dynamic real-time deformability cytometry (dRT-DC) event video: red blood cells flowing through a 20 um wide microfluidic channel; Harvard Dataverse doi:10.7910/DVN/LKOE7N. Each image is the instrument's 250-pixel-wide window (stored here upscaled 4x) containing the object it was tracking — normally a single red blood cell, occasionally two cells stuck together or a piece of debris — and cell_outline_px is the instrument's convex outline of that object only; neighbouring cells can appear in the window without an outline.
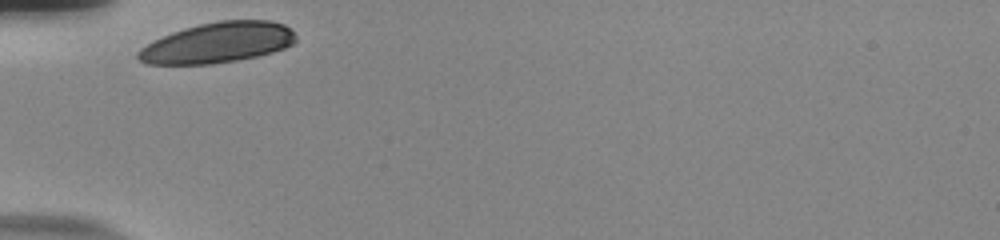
{"species": "human", "species_latin": "Homo sapiens", "temperature_condition": "room temperature", "stored_images_in_passage": 29, "camera_frame_rate_fps": 3000, "um_per_image_px": 0.085, "donor": {"sex": "male"}, "frame": {"image": 1, "passage_image": 1, "time_ms": 0.0, "image_size_px": [1000, 240], "cell_outline_px": [[296, 40], [292, 44], [284, 48], [272, 52], [256, 56], [236, 60], [212, 64], [144, 64], [136, 56], [136, 52], [140, 48], [172, 32], [184, 28], [200, 24], [220, 20], [272, 20], [284, 24], [296, 36]], "centroid_in_image_um": [18.5, 3.63], "position_along_channel_um": 66.5, "area_um2": 36.99}}
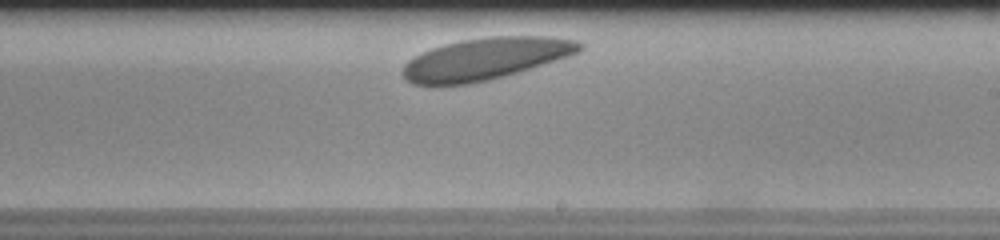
{"frame": {"image": 2, "passage_image": 18, "time_ms": 5.667, "image_size_px": [1000, 240], "cell_outline_px": [[584, 48], [580, 52], [556, 60], [504, 76], [472, 84], [412, 84], [404, 80], [404, 64], [408, 60], [420, 52], [444, 44], [464, 40], [488, 36], [552, 36], [576, 40], [584, 44]], "centroid_in_image_um": [41.29, 4.98], "position_along_channel_um": 247.7, "area_um2": 43.06}}
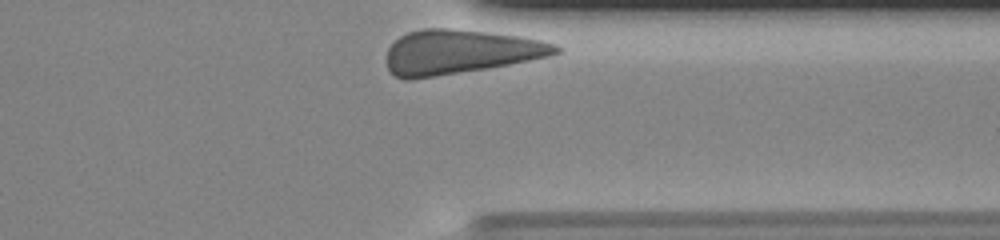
{"frame": {"image": 3, "passage_image": 29, "time_ms": 9.333, "image_size_px": [1000, 240], "cell_outline_px": [[560, 52], [548, 56], [508, 64], [412, 80], [404, 80], [396, 76], [388, 68], [388, 48], [400, 36], [408, 32], [424, 28], [448, 28], [520, 36], [540, 40], [556, 44], [560, 48]], "centroid_in_image_um": [39.06, 4.4], "position_along_channel_um": 372.3, "area_um2": 43.0}, "authors_computed_cell_mechanics": {"area_um2": 42.1362, "velocity_mm_per_s": 3.312, "shape_relaxation_time_tau1_ms": 0.3388, "shape_relaxation_time_tau2_ms": null, "deformation_change_tau1": 0.0235, "deformation_change_tau2": null}}